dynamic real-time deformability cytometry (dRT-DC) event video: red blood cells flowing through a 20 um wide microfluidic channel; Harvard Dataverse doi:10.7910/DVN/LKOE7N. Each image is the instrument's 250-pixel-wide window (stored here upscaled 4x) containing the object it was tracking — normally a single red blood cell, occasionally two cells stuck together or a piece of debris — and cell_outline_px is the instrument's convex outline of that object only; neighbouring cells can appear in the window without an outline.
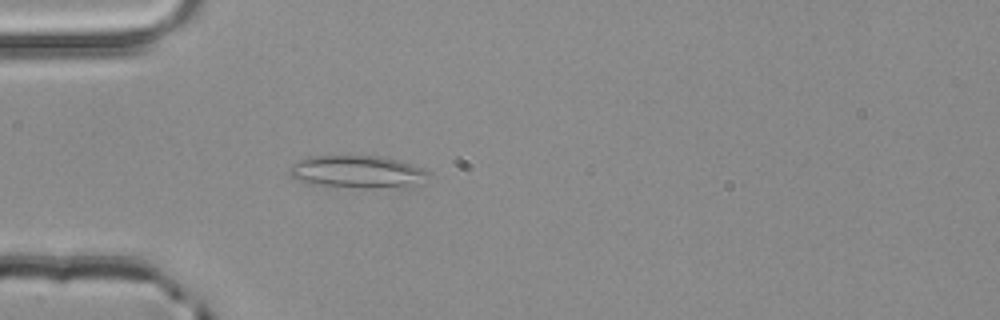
{"species": "common noctule bat (a hibernating species)", "species_latin": "Nyctalus noctula", "temperature_condition": "room temperature", "stored_images_in_passage": 2, "camera_frame_rate_fps": 3000, "um_per_image_px": 0.085, "animal": {"sex": "male", "body_mass_g": 20.4}, "frame": {"image": 1, "passage_image": 2, "time_ms": 0.333, "image_size_px": [1000, 320], "cell_outline_px": [[428, 172], [416, 184], [372, 188], [364, 188], [320, 184], [304, 180], [292, 176], [288, 172], [288, 168], [292, 164], [300, 160], [312, 156], [384, 156], [400, 160], [420, 168]], "centroid_in_image_um": [30.33, 14.57], "position_along_channel_um": 54.7, "area_um2": 25.26}}